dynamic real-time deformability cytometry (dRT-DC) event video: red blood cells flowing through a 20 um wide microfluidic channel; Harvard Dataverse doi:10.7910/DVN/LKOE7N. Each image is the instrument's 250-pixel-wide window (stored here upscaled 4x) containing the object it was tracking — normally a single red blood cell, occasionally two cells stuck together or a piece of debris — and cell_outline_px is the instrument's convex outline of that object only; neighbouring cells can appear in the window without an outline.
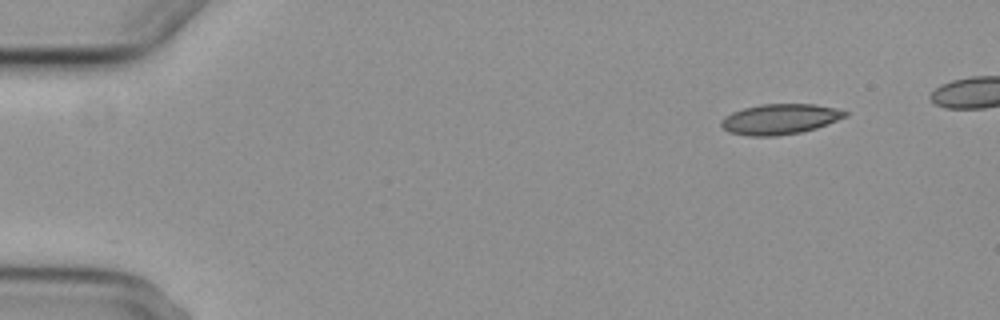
{"species": "common noctule bat (a hibernating species)", "species_latin": "Nyctalus noctula", "temperature_condition": "cold", "stored_images_in_passage": 4, "camera_frame_rate_fps": 3000, "um_per_image_px": 0.085, "animal": {"sex": "female", "body_mass_g": 29.2, "forearm_length_mm": 56.3}, "frame": {"image": 1, "passage_image": 1, "time_ms": 0.0, "image_size_px": [1000, 320], "cell_outline_px": [[848, 116], [816, 128], [800, 132], [776, 136], [748, 136], [728, 132], [720, 124], [720, 120], [724, 116], [732, 112], [744, 108], [760, 104], [816, 104], [836, 108], [848, 112]], "centroid_in_image_um": [66.28, 10.12], "position_along_channel_um": 18.7, "area_um2": 22.02}}